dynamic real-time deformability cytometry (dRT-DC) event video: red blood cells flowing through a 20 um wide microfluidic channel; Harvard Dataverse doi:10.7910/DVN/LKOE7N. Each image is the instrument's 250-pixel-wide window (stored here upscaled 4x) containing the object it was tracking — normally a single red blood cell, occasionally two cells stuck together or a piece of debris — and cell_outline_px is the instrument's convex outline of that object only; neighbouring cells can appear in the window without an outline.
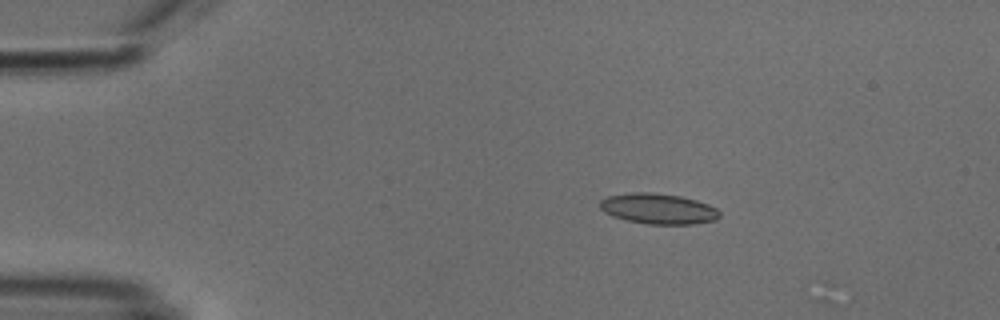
{"species": "common noctule bat (a hibernating species)", "species_latin": "Nyctalus noctula", "temperature_condition": "cold", "stored_images_in_passage": 4, "camera_frame_rate_fps": 3000, "um_per_image_px": 0.085, "animal": {"sex": "male", "body_mass_g": 18.8}, "frame": {"image": 1, "passage_image": 3, "time_ms": 3.0, "image_size_px": [1000, 320], "cell_outline_px": [[720, 216], [716, 220], [696, 224], [648, 224], [628, 220], [612, 216], [604, 212], [600, 208], [600, 200], [608, 196], [632, 192], [652, 192], [680, 196], [696, 200], [708, 204], [716, 208], [720, 212]], "centroid_in_image_um": [55.97, 17.74], "position_along_channel_um": 29.0, "area_um2": 21.33}}